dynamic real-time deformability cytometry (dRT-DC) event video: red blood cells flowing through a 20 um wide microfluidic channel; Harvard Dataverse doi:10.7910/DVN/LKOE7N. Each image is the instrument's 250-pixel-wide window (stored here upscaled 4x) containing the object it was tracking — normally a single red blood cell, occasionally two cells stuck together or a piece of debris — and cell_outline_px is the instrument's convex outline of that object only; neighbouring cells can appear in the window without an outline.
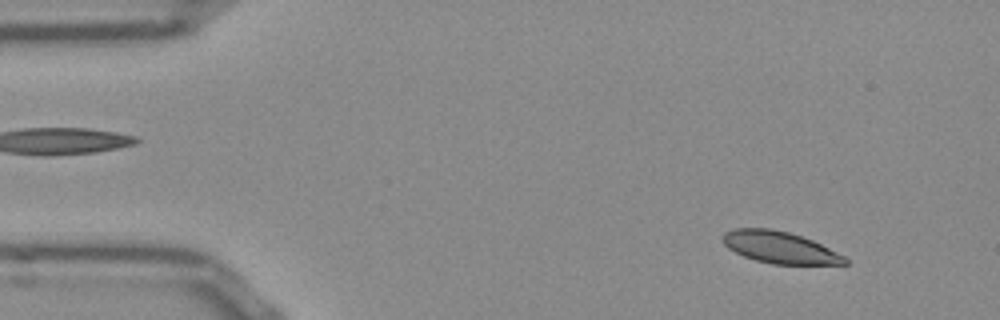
{"species": "Egyptian fruit bat (a non-hibernating species)", "species_latin": "Rousettus aegyptiacus", "temperature_condition": "room temperature", "stored_images_in_passage": 53, "camera_frame_rate_fps": 3000, "um_per_image_px": 0.085, "frame": {"image": 1, "passage_image": 6, "time_ms": 1.667, "image_size_px": [1000, 320], "cell_outline_px": [[848, 264], [772, 264], [756, 260], [744, 256], [728, 248], [720, 240], [720, 236], [724, 232], [732, 228], [768, 228], [788, 232], [812, 240], [844, 256], [848, 260]], "centroid_in_image_um": [66.21, 21.02], "position_along_channel_um": 18.8, "area_um2": 22.54}}
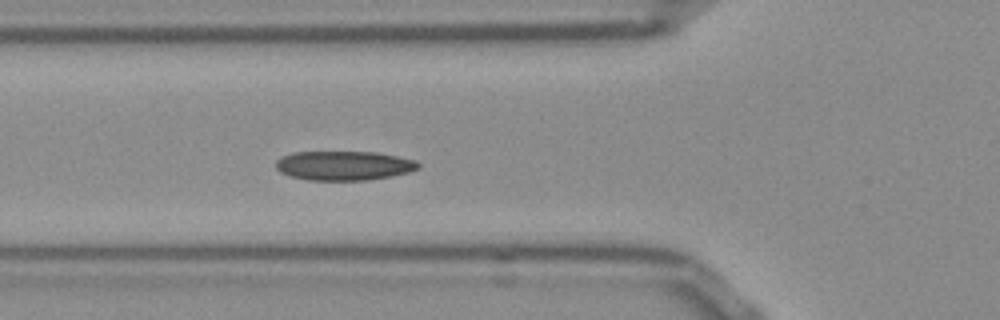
{"frame": {"image": 2, "passage_image": 19, "time_ms": 6.0, "image_size_px": [1000, 320], "cell_outline_px": [[420, 168], [408, 172], [392, 176], [368, 180], [308, 180], [292, 176], [280, 172], [276, 168], [276, 160], [280, 156], [292, 152], [376, 152], [416, 160], [420, 164]], "centroid_in_image_um": [29.22, 14.07], "position_along_channel_um": 96.6, "area_um2": 24.39}}
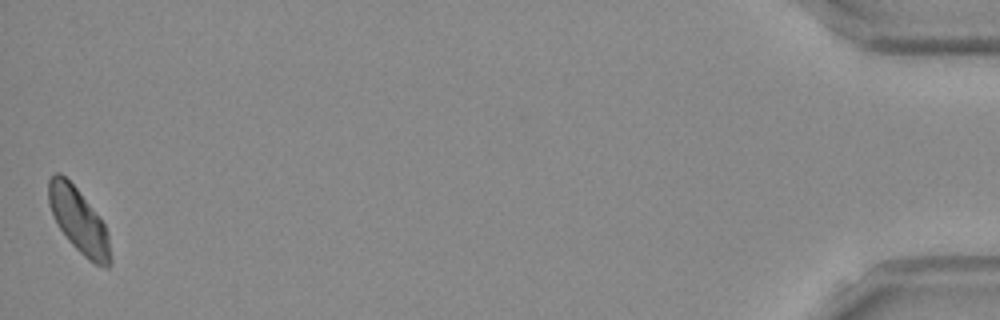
{"frame": {"image": 3, "passage_image": 53, "time_ms": 17.333, "image_size_px": [1000, 320], "cell_outline_px": [[112, 264], [108, 268], [104, 268], [88, 260], [68, 240], [52, 216], [48, 204], [48, 180], [56, 172], [60, 172], [76, 188], [104, 224], [108, 232], [112, 260]], "centroid_in_image_um": [6.7, 18.8], "position_along_channel_um": 428.5, "area_um2": 23.18}, "authors_computed_cell_mechanics": {"area_um2": 23.698, "velocity_mm_per_s": 3.7941, "shape_relaxation_time_tau1_ms": 5.2712, "shape_relaxation_time_tau2_ms": null, "deformation_change_tau1": 0.1076, "deformation_change_tau2": null}}